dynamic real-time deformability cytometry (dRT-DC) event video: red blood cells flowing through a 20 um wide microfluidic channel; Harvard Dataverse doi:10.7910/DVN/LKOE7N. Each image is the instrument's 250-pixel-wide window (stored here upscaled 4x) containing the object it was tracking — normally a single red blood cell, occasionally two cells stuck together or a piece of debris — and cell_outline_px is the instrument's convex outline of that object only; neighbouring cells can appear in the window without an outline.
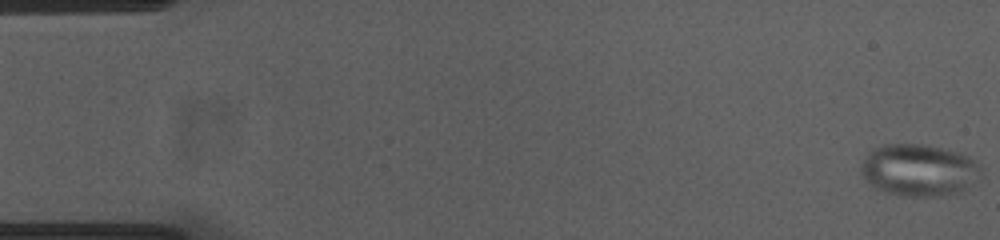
{"species": "common noctule bat (a hibernating species)", "species_latin": "Nyctalus noctula", "temperature_condition": "cold", "stored_images_in_passage": 55, "camera_frame_rate_fps": 3000, "um_per_image_px": 0.085, "animal": {"sex": "female", "body_mass_g": 23.0, "forearm_length_mm": 53.4}, "frame": {"image": 1, "passage_image": 1, "time_ms": 0.0, "image_size_px": [1000, 240], "cell_outline_px": [[980, 176], [960, 192], [932, 196], [900, 196], [884, 192], [876, 188], [860, 172], [860, 168], [868, 152], [884, 144], [924, 144], [964, 152], [976, 160], [980, 164]], "centroid_in_image_um": [78.14, 14.44], "position_along_channel_um": 6.9, "area_um2": 36.41}}
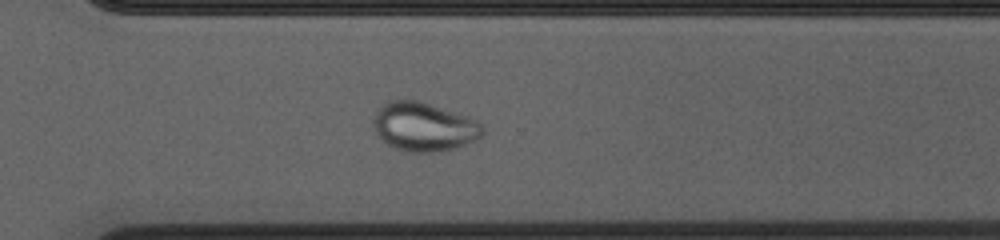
{"frame": {"image": 2, "passage_image": 39, "time_ms": 12.667, "image_size_px": [1000, 240], "cell_outline_px": [[484, 132], [480, 136], [464, 144], [440, 152], [404, 152], [388, 144], [376, 136], [372, 120], [376, 112], [388, 100], [420, 100], [476, 120], [484, 128]], "centroid_in_image_um": [35.97, 10.78], "position_along_channel_um": 334.6, "area_um2": 30.87}}
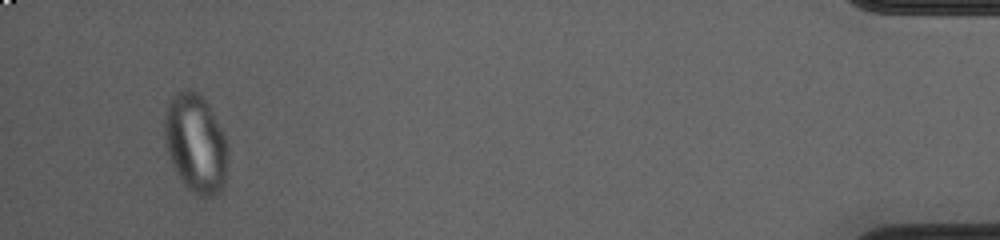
{"frame": {"image": 3, "passage_image": 52, "time_ms": 17.0, "image_size_px": [1000, 240], "cell_outline_px": [[228, 160], [224, 184], [220, 192], [216, 196], [200, 196], [188, 188], [184, 184], [172, 164], [168, 152], [164, 136], [164, 120], [168, 104], [176, 92], [184, 88], [188, 88], [196, 92], [204, 100], [224, 132], [228, 144]], "centroid_in_image_um": [16.65, 12.2], "position_along_channel_um": 418.5, "area_um2": 36.36}}